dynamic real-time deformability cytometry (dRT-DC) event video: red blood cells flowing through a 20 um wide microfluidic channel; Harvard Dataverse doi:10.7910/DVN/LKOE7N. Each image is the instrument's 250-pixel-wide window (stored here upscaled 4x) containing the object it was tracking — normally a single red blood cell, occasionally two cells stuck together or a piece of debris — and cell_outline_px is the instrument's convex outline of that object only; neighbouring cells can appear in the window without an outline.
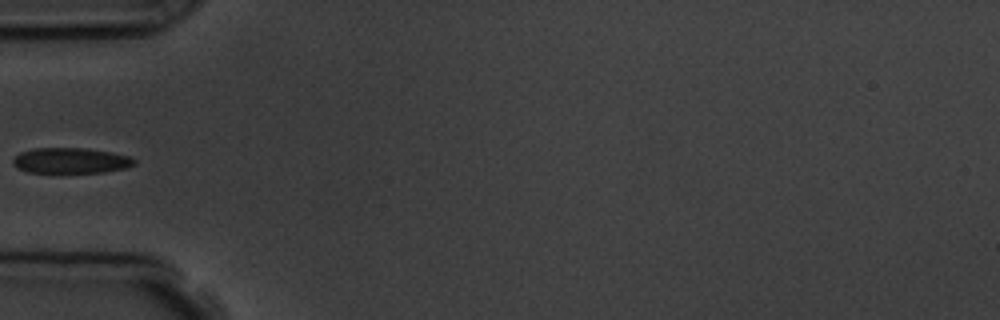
{"species": "common noctule bat (a hibernating species)", "species_latin": "Nyctalus noctula", "temperature_condition": "room temperature", "stored_images_in_passage": 8, "camera_frame_rate_fps": 3000, "um_per_image_px": 0.085, "animal": {"sex": "male", "body_mass_g": 19.5, "forearm_length_mm": 54.6}, "frame": {"image": 1, "passage_image": 6, "time_ms": 6.0, "image_size_px": [1000, 320], "cell_outline_px": [[136, 164], [128, 168], [104, 172], [28, 172], [16, 168], [12, 164], [12, 160], [20, 152], [32, 148], [84, 148], [112, 152], [128, 156], [136, 160]], "centroid_in_image_um": [6.02, 13.65], "position_along_channel_um": 79.0, "area_um2": 18.15}}